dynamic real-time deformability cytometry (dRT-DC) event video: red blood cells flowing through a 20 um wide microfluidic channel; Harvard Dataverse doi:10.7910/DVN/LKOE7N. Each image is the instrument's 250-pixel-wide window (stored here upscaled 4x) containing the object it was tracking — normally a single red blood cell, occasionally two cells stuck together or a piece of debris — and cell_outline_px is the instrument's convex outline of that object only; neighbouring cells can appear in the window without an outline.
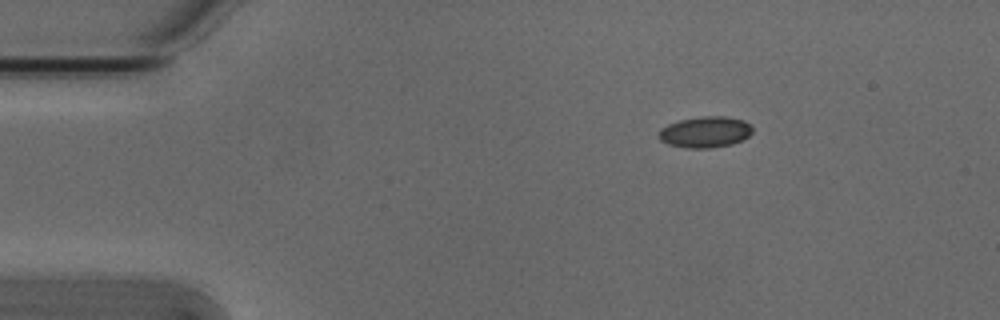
{"species": "Egyptian fruit bat (a non-hibernating species)", "species_latin": "Rousettus aegyptiacus", "temperature_condition": "cold", "stored_images_in_passage": 3, "camera_frame_rate_fps": 3000, "um_per_image_px": 0.085, "animal": {"sex": "male"}, "frame": {"image": 1, "passage_image": 1, "time_ms": 0.0, "image_size_px": [1000, 320], "cell_outline_px": [[752, 132], [744, 140], [732, 144], [712, 148], [684, 148], [668, 144], [660, 140], [656, 136], [660, 128], [668, 124], [680, 120], [700, 116], [724, 116], [744, 120], [752, 128]], "centroid_in_image_um": [59.91, 11.23], "position_along_channel_um": 25.1, "area_um2": 17.22}}